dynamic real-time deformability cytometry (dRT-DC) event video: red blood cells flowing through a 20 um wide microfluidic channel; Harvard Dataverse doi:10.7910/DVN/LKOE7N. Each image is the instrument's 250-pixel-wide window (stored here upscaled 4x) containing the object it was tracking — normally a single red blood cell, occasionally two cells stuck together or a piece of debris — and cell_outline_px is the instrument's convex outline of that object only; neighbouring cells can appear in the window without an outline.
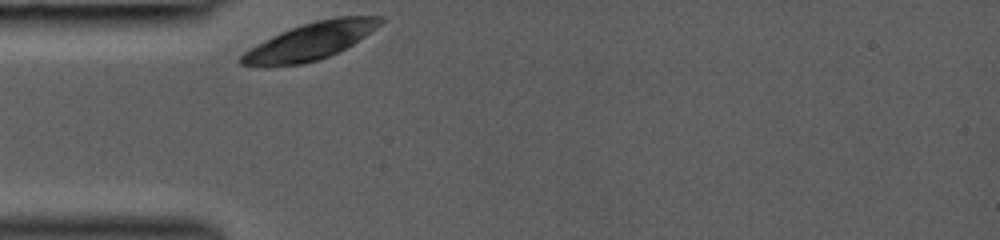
{"species": "common noctule bat (a hibernating species)", "species_latin": "Nyctalus noctula", "temperature_condition": "room temperature", "stored_images_in_passage": 27, "camera_frame_rate_fps": 3000, "um_per_image_px": 0.085, "animal": {"sex": "female", "body_mass_g": 19.0, "forearm_length_mm": 53.3}, "frame": {"image": 1, "passage_image": 1, "time_ms": 0.0, "image_size_px": [1000, 240], "cell_outline_px": [[384, 20], [376, 28], [352, 44], [328, 56], [316, 60], [300, 64], [268, 68], [264, 68], [240, 64], [240, 56], [248, 48], [280, 32], [316, 20], [336, 16], [384, 16]], "centroid_in_image_um": [26.31, 3.52], "position_along_channel_um": 58.7, "area_um2": 30.0}}
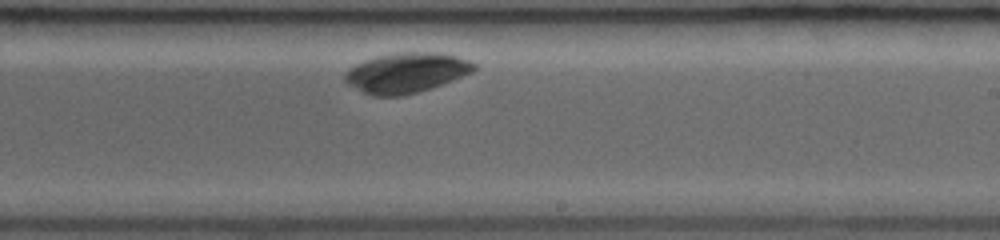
{"frame": {"image": 2, "passage_image": 16, "time_ms": 5.0, "image_size_px": [1000, 240], "cell_outline_px": [[476, 68], [472, 72], [452, 80], [416, 92], [400, 96], [376, 96], [364, 92], [348, 84], [344, 80], [344, 72], [348, 68], [364, 60], [376, 56], [400, 52], [436, 52], [456, 56], [468, 60], [476, 64]], "centroid_in_image_um": [34.5, 6.17], "position_along_channel_um": 254.5, "area_um2": 29.82}}
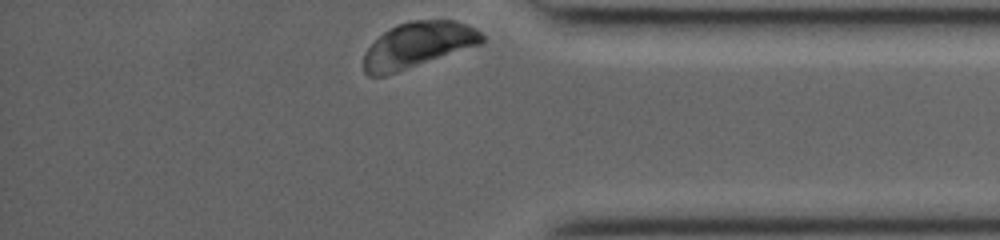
{"frame": {"image": 3, "passage_image": 27, "time_ms": 8.667, "image_size_px": [1000, 240], "cell_outline_px": [[484, 44], [384, 76], [368, 76], [364, 72], [364, 52], [384, 32], [396, 24], [412, 20], [456, 20], [476, 28], [484, 36]], "centroid_in_image_um": [35.56, 3.82], "position_along_channel_um": 399.6, "area_um2": 31.56}}